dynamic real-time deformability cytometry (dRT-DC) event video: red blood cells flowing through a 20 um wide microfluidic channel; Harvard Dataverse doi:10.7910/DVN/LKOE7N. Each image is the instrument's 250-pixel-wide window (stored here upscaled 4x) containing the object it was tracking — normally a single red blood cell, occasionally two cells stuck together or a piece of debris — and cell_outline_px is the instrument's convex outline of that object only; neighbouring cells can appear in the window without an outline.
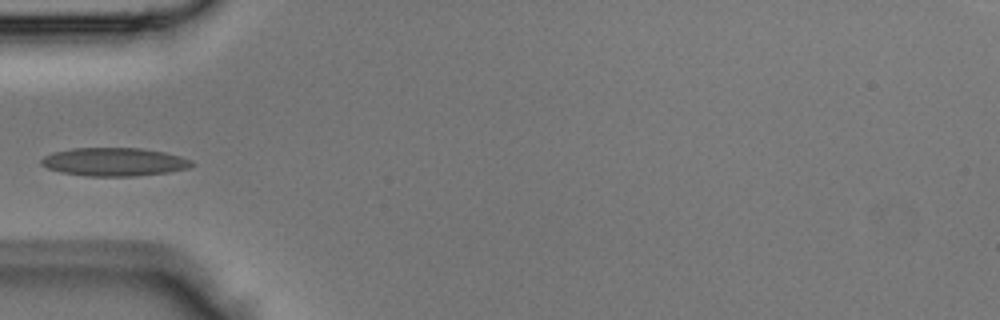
{"species": "Egyptian fruit bat (a non-hibernating species)", "species_latin": "Rousettus aegyptiacus", "temperature_condition": "room temperature", "stored_images_in_passage": 4, "camera_frame_rate_fps": 3000, "um_per_image_px": 0.085, "animal": {"sex": "male"}, "frame": {"image": 1, "passage_image": 4, "time_ms": 1.0, "image_size_px": [1000, 320], "cell_outline_px": [[196, 164], [192, 168], [168, 172], [136, 176], [88, 176], [60, 172], [48, 168], [40, 164], [40, 160], [44, 156], [56, 152], [72, 148], [140, 148], [164, 152], [180, 156], [192, 160]], "centroid_in_image_um": [9.76, 13.76], "position_along_channel_um": 75.2, "area_um2": 24.91}}